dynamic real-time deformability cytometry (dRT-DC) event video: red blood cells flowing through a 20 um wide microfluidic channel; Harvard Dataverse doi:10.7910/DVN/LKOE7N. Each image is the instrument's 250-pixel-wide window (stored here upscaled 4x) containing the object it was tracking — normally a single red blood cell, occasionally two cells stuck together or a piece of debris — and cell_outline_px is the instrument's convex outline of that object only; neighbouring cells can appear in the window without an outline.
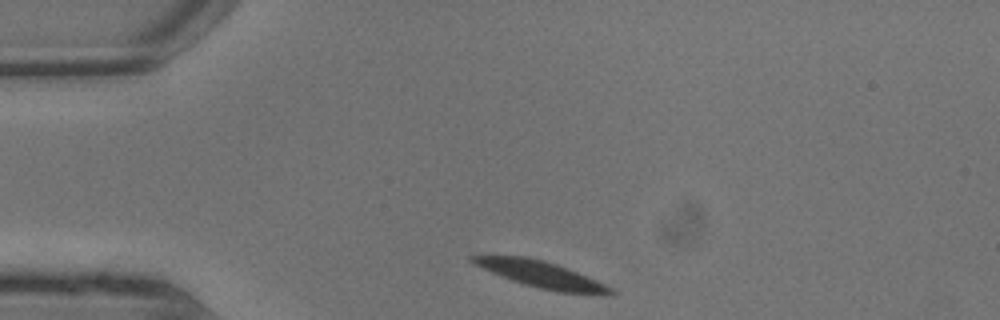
{"species": "common noctule bat (a hibernating species)", "species_latin": "Nyctalus noctula", "temperature_condition": "warm", "stored_images_in_passage": 6, "camera_frame_rate_fps": 3000, "um_per_image_px": 0.085, "animal": {"sex": "male", "body_mass_g": 13.3}, "frame": {"image": 1, "passage_image": 1, "time_ms": 0.0, "image_size_px": [1000, 320], "cell_outline_px": [[616, 292], [612, 296], [556, 292], [524, 284], [512, 280], [472, 264], [468, 260], [468, 256], [524, 256], [544, 260], [568, 268], [596, 280], [612, 288]], "centroid_in_image_um": [46.05, 23.35], "position_along_channel_um": 38.9, "area_um2": 21.39}}
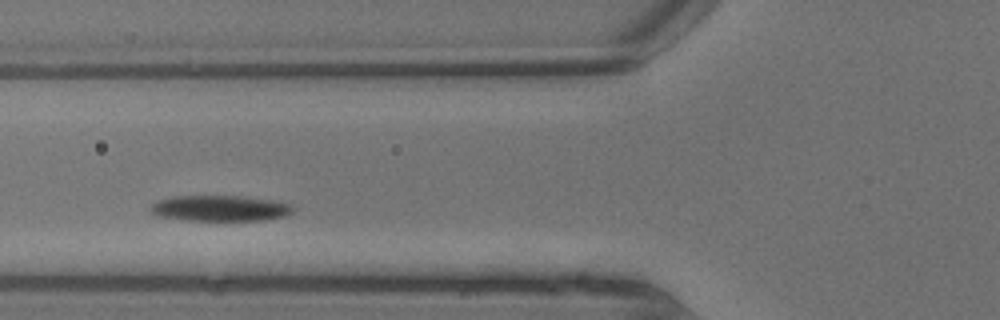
{"frame": {"image": 2, "passage_image": 4, "time_ms": 1.0, "image_size_px": [1000, 320], "cell_outline_px": [[296, 208], [292, 212], [284, 216], [264, 220], [188, 220], [156, 216], [148, 208], [156, 200], [172, 196], [240, 196], [280, 200], [292, 204]], "centroid_in_image_um": [18.73, 17.69], "position_along_channel_um": 107.1, "area_um2": 21.73}}
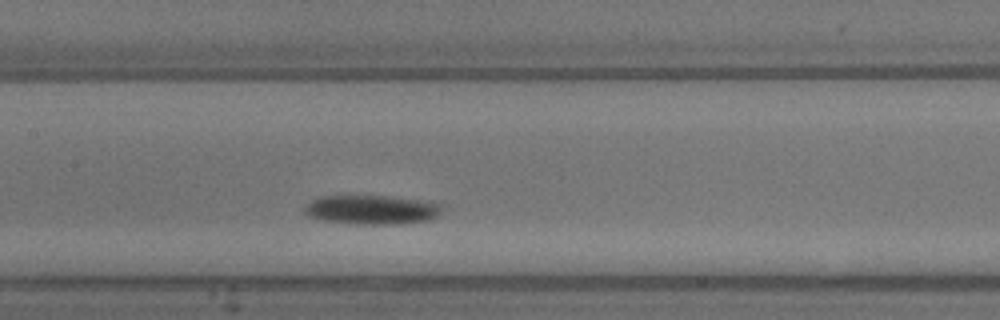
{"frame": {"image": 3, "passage_image": 6, "time_ms": 1.667, "image_size_px": [1000, 320], "cell_outline_px": [[444, 208], [436, 216], [428, 220], [400, 224], [356, 224], [320, 220], [308, 216], [304, 212], [304, 204], [320, 196], [392, 196], [428, 200], [440, 204]], "centroid_in_image_um": [31.59, 17.82], "position_along_channel_um": 175.8, "area_um2": 23.76}}